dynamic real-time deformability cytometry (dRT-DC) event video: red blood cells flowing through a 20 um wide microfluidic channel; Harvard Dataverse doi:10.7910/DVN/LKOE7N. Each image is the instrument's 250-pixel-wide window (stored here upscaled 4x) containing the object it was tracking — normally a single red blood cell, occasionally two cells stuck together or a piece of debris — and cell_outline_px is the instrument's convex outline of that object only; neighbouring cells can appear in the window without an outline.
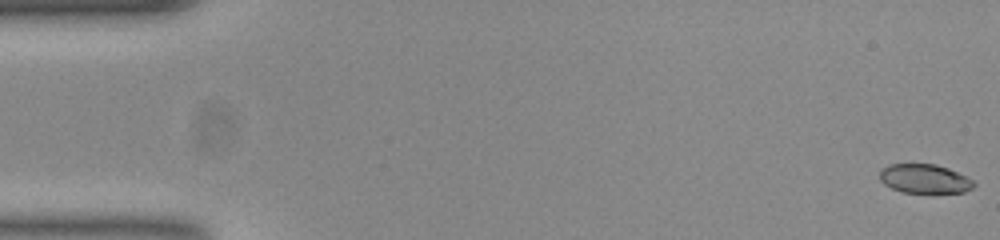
{"species": "common noctule bat (a hibernating species)", "species_latin": "Nyctalus noctula", "temperature_condition": "room temperature", "stored_images_in_passage": 54, "camera_frame_rate_fps": 3000, "um_per_image_px": 0.085, "animal": {"sex": "female", "body_mass_g": 23.0, "forearm_length_mm": 53.4}, "frame": {"image": 1, "passage_image": 1, "time_ms": 0.0, "image_size_px": [1000, 240], "cell_outline_px": [[976, 184], [972, 188], [964, 192], [900, 192], [884, 184], [880, 180], [880, 172], [888, 164], [936, 164], [948, 168], [972, 180]], "centroid_in_image_um": [78.57, 15.19], "position_along_channel_um": 6.4, "area_um2": 15.72}}
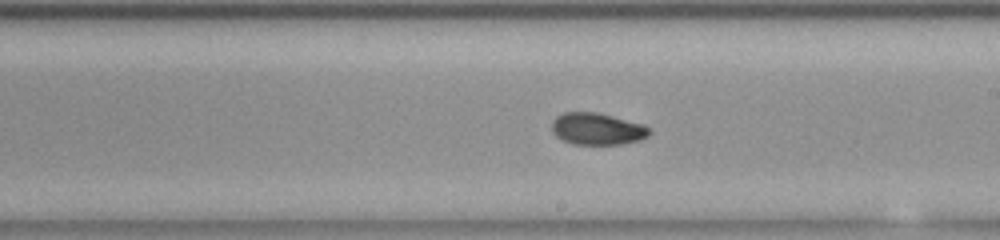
{"frame": {"image": 2, "passage_image": 31, "time_ms": 10.0, "image_size_px": [1000, 240], "cell_outline_px": [[652, 132], [648, 136], [640, 140], [620, 144], [572, 144], [560, 140], [552, 132], [552, 120], [556, 116], [564, 112], [596, 112], [644, 124]], "centroid_in_image_um": [50.74, 10.96], "position_along_channel_um": 238.3, "area_um2": 18.26}}
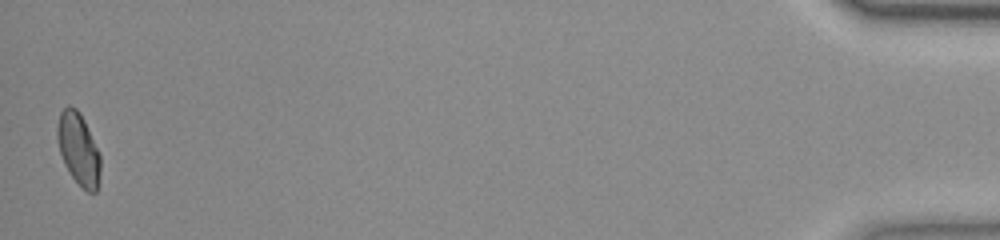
{"frame": {"image": 3, "passage_image": 54, "time_ms": 17.667, "image_size_px": [1000, 240], "cell_outline_px": [[100, 172], [96, 192], [88, 192], [72, 176], [64, 164], [60, 152], [56, 136], [56, 128], [60, 112], [68, 104], [76, 108], [80, 112], [84, 120], [100, 156]], "centroid_in_image_um": [6.64, 12.62], "position_along_channel_um": 428.6, "area_um2": 17.86}, "authors_computed_cell_mechanics": {"area_um2": 17.8891, "velocity_mm_per_s": 3.7627, "shape_relaxation_time_tau1_ms": 4.6383, "shape_relaxation_time_tau2_ms": 2.4885, "deformation_change_tau1": 0.1239, "deformation_change_tau2": 0.0507}}